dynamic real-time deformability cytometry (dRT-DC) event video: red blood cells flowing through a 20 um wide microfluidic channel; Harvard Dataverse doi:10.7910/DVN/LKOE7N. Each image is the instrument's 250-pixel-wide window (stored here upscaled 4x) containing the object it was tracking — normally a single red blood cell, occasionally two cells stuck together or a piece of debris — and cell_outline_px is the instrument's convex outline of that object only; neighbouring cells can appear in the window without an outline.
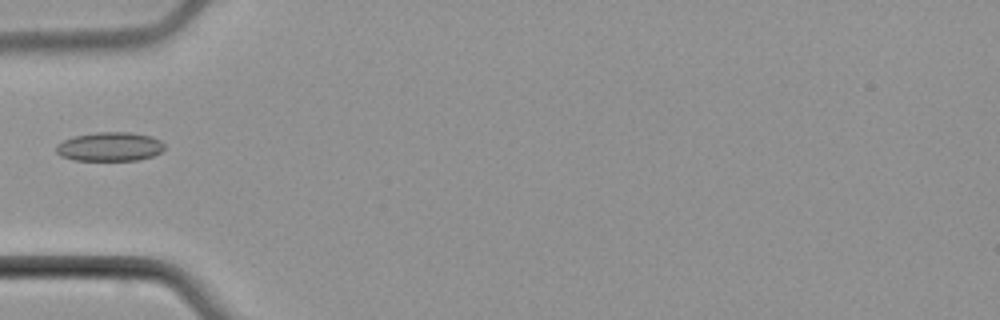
{"species": "common noctule bat (a hibernating species)", "species_latin": "Nyctalus noctula", "temperature_condition": "cold", "stored_images_in_passage": 2, "camera_frame_rate_fps": 3000, "um_per_image_px": 0.085, "animal": {"sex": "male", "body_mass_g": 21.5, "forearm_length_mm": 52.0}, "frame": {"image": 1, "passage_image": 1, "time_ms": 0.0, "image_size_px": [1000, 320], "cell_outline_px": [[164, 148], [160, 152], [152, 156], [140, 160], [76, 160], [60, 156], [56, 152], [56, 144], [64, 140], [76, 136], [96, 132], [132, 132], [152, 136], [160, 140], [164, 144]], "centroid_in_image_um": [9.34, 12.46], "position_along_channel_um": 75.7, "area_um2": 18.32}}
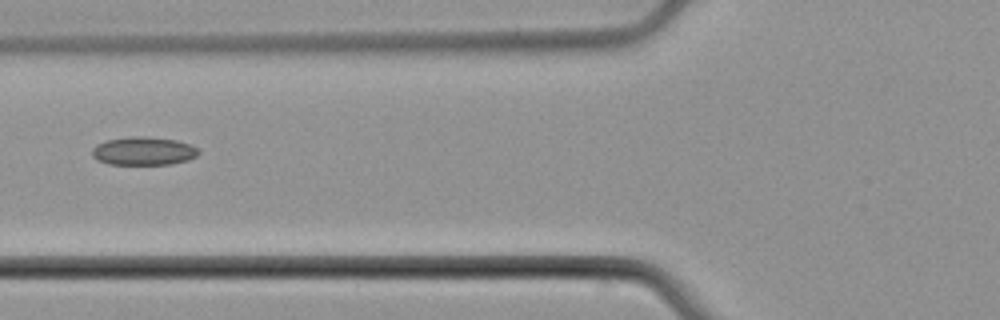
{"frame": {"image": 2, "passage_image": 2, "time_ms": 1.0, "image_size_px": [1000, 320], "cell_outline_px": [[200, 152], [196, 156], [188, 160], [172, 164], [108, 164], [96, 160], [92, 156], [92, 148], [96, 144], [108, 140], [128, 136], [144, 136], [176, 140], [188, 144], [196, 148]], "centroid_in_image_um": [12.16, 12.84], "position_along_channel_um": 113.6, "area_um2": 17.57}}